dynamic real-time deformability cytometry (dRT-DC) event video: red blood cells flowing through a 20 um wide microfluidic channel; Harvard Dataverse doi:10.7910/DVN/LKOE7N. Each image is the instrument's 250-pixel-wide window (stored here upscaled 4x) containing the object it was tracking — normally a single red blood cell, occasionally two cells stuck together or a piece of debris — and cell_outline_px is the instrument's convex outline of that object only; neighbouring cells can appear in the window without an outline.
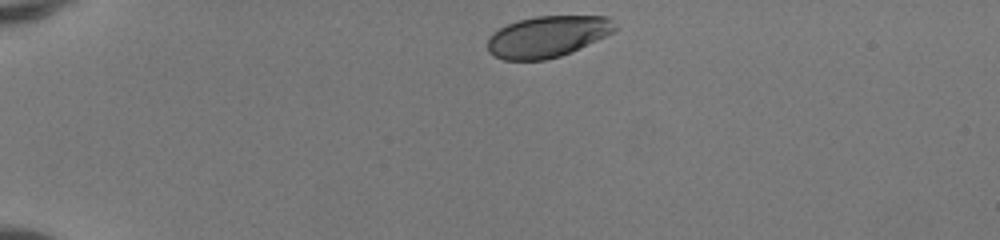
{"species": "human", "species_latin": "Homo sapiens", "temperature_condition": "room temperature", "stored_images_in_passage": 39, "camera_frame_rate_fps": 3000, "um_per_image_px": 0.085, "donor": {"sex": "female"}, "frame": {"image": 1, "passage_image": 1, "time_ms": 0.0, "image_size_px": [1000, 240], "cell_outline_px": [[620, 28], [572, 52], [560, 56], [544, 60], [504, 60], [488, 52], [488, 36], [492, 32], [508, 24], [520, 20], [536, 16], [608, 16]], "centroid_in_image_um": [46.54, 3.1], "position_along_channel_um": 38.5, "area_um2": 30.63}}
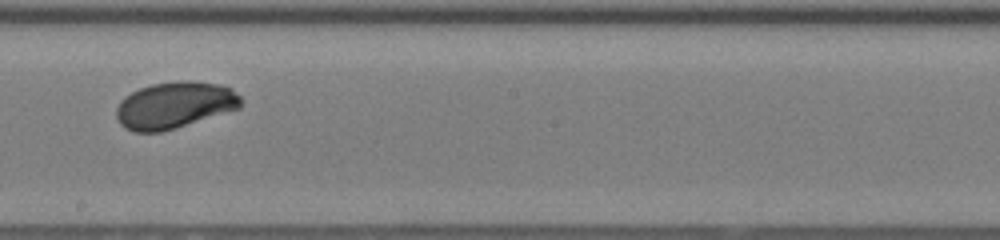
{"frame": {"image": 2, "passage_image": 20, "time_ms": 6.333, "image_size_px": [1000, 240], "cell_outline_px": [[244, 100], [240, 108], [176, 128], [160, 132], [136, 132], [124, 128], [120, 124], [116, 116], [116, 108], [120, 100], [132, 92], [140, 88], [152, 84], [184, 80], [188, 80], [220, 84], [232, 88]], "centroid_in_image_um": [14.86, 8.93], "position_along_channel_um": 233.3, "area_um2": 34.04}}
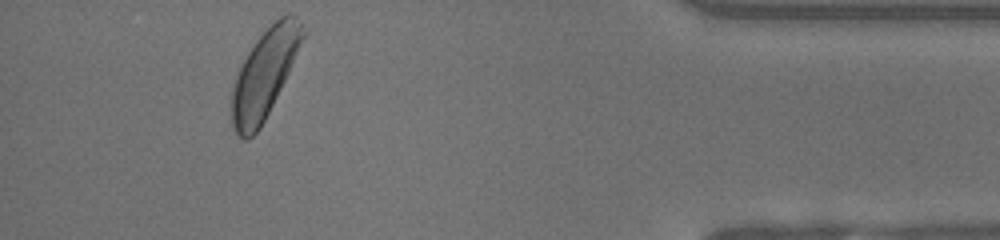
{"frame": {"image": 3, "passage_image": 36, "time_ms": 11.667, "image_size_px": [1000, 240], "cell_outline_px": [[304, 36], [288, 72], [260, 128], [248, 140], [244, 140], [232, 128], [232, 88], [236, 76], [248, 52], [256, 40], [280, 16], [288, 12], [296, 16], [304, 32]], "centroid_in_image_um": [22.46, 6.29], "position_along_channel_um": 412.7, "area_um2": 35.32}, "authors_computed_cell_mechanics": {"area_um2": 33.5818, "velocity_mm_per_s": 4.1283, "shape_relaxation_time_tau1_ms": 1.7579, "shape_relaxation_time_tau2_ms": null, "deformation_change_tau1": 0.1183, "deformation_change_tau2": null}}